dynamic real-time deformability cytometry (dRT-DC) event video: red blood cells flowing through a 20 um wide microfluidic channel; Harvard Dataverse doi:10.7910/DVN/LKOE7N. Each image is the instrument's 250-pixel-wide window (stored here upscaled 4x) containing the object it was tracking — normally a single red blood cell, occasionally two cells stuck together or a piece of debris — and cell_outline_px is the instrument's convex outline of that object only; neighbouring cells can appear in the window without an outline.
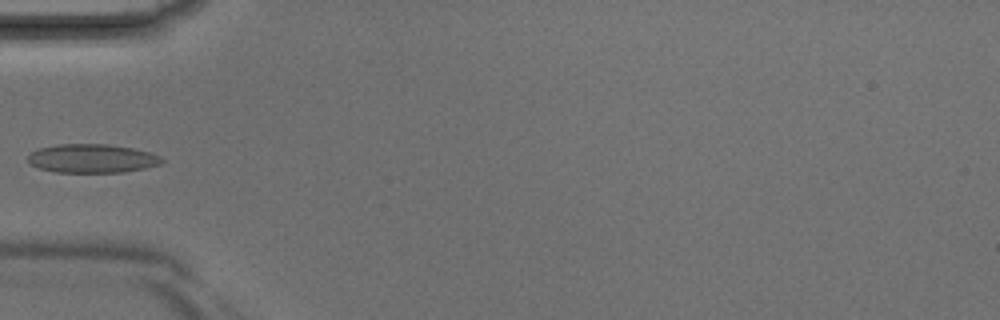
{"species": "Egyptian fruit bat (a non-hibernating species)", "species_latin": "Rousettus aegyptiacus", "temperature_condition": "room temperature", "stored_images_in_passage": 4, "camera_frame_rate_fps": 3000, "um_per_image_px": 0.085, "animal": {"sex": "male"}, "frame": {"image": 1, "passage_image": 4, "time_ms": 1.0, "image_size_px": [1000, 320], "cell_outline_px": [[164, 160], [160, 164], [144, 168], [124, 172], [56, 172], [40, 168], [28, 164], [28, 156], [32, 152], [40, 148], [56, 144], [108, 144], [132, 148], [152, 152], [160, 156]], "centroid_in_image_um": [7.83, 13.46], "position_along_channel_um": 77.2, "area_um2": 22.43}}